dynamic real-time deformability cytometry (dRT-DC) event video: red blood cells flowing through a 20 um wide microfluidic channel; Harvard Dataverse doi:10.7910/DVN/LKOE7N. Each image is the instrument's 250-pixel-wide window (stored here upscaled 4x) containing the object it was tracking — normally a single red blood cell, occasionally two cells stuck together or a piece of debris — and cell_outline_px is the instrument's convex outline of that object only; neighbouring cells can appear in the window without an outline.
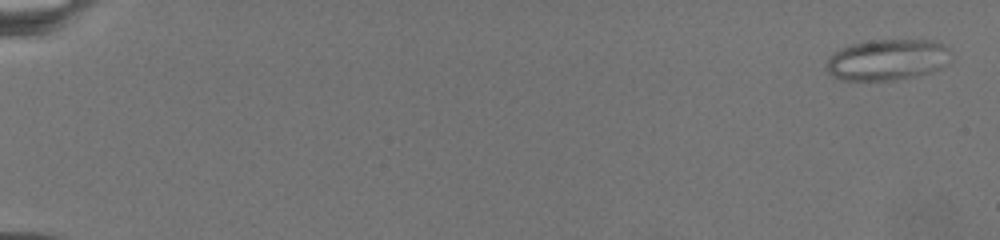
{"species": "common noctule bat (a hibernating species)", "species_latin": "Nyctalus noctula", "temperature_condition": "warm", "stored_images_in_passage": 29, "camera_frame_rate_fps": 3000, "um_per_image_px": 0.085, "animal": {"sex": "female", "body_mass_g": 19.5, "forearm_length_mm": 54.1}, "frame": {"image": 1, "passage_image": 2, "time_ms": 0.333, "image_size_px": [1000, 240], "cell_outline_px": [[952, 60], [948, 64], [940, 68], [928, 72], [912, 76], [892, 80], [844, 80], [832, 76], [828, 72], [828, 60], [840, 48], [852, 44], [872, 40], [932, 40], [944, 44], [948, 48], [952, 56]], "centroid_in_image_um": [75.48, 5.07], "position_along_channel_um": 9.5, "area_um2": 29.59}}
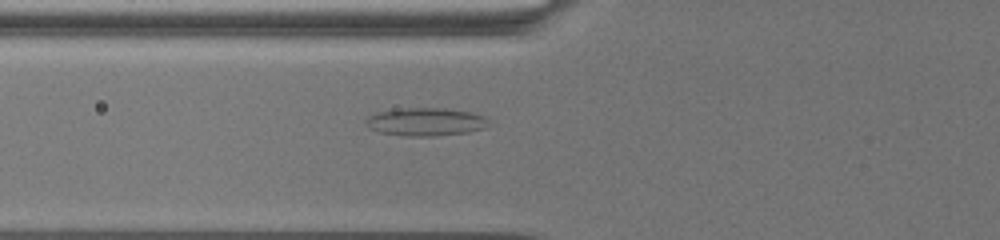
{"frame": {"image": 2, "passage_image": 14, "time_ms": 10.0, "image_size_px": [1000, 240], "cell_outline_px": [[488, 120], [484, 128], [468, 132], [436, 136], [404, 136], [380, 132], [368, 128], [364, 124], [364, 120], [368, 116], [376, 112], [392, 108], [444, 108], [468, 112], [484, 116]], "centroid_in_image_um": [36.08, 10.35], "position_along_channel_um": 89.7, "area_um2": 20.23}}
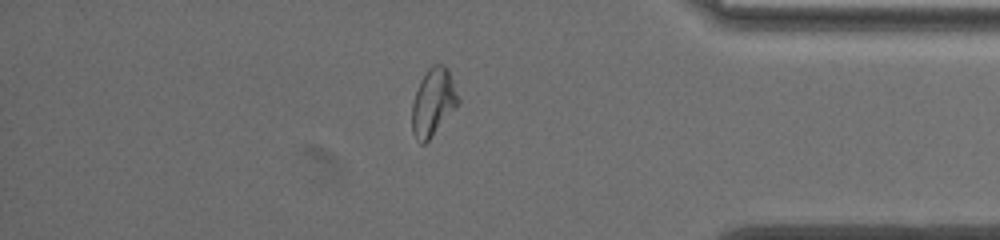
{"frame": {"image": 3, "passage_image": 26, "time_ms": 21.333, "image_size_px": [1000, 240], "cell_outline_px": [[460, 104], [432, 136], [424, 144], [420, 144], [416, 140], [412, 132], [412, 104], [420, 80], [428, 68], [432, 64], [444, 64], [452, 80], [460, 100]], "centroid_in_image_um": [36.82, 8.71], "position_along_channel_um": 398.4, "area_um2": 18.15}}